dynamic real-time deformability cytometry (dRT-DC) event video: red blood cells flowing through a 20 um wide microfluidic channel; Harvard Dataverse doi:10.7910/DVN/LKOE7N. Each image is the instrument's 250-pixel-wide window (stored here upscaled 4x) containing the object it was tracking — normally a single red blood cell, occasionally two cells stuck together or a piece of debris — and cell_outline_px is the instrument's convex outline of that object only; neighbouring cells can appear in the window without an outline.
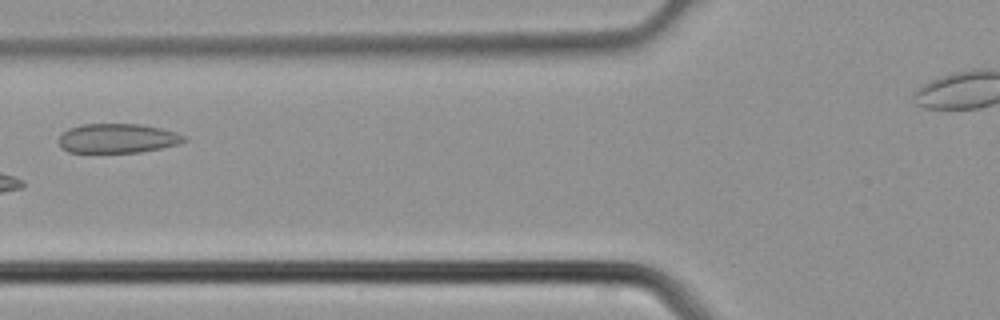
{"species": "common noctule bat (a hibernating species)", "species_latin": "Nyctalus noctula", "temperature_condition": "cold", "stored_images_in_passage": 6, "camera_frame_rate_fps": 3000, "um_per_image_px": 0.085, "animal": {"sex": "male", "body_mass_g": 21.5, "forearm_length_mm": 52.0}, "frame": {"image": 1, "passage_image": 5, "time_ms": 1.333, "image_size_px": [1000, 320], "cell_outline_px": [[188, 140], [180, 144], [140, 152], [68, 152], [60, 148], [56, 140], [68, 128], [80, 124], [140, 124], [160, 128], [176, 132], [188, 136]], "centroid_in_image_um": [9.99, 11.76], "position_along_channel_um": 115.8, "area_um2": 21.73}}